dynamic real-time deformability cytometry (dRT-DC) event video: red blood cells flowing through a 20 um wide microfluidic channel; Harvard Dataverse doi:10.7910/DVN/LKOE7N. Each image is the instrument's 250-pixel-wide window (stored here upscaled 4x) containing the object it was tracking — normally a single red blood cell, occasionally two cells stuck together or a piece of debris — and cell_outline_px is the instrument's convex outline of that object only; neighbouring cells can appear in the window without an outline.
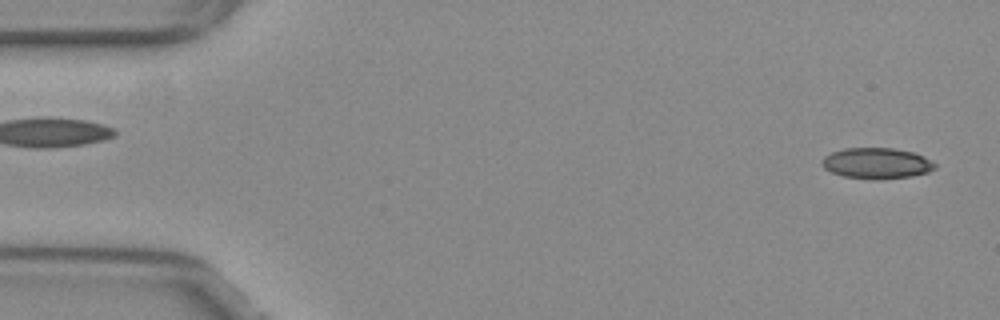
{"species": "common noctule bat (a hibernating species)", "species_latin": "Nyctalus noctula", "temperature_condition": "warm", "stored_images_in_passage": 53, "camera_frame_rate_fps": 3000, "um_per_image_px": 0.085, "animal": {"sex": "female", "body_mass_g": 29.2, "forearm_length_mm": 56.3}, "frame": {"image": 1, "passage_image": 2, "time_ms": 0.333, "image_size_px": [1000, 320], "cell_outline_px": [[936, 168], [928, 172], [912, 176], [880, 180], [872, 180], [844, 176], [832, 172], [824, 168], [824, 156], [832, 152], [844, 148], [892, 148], [912, 152], [924, 156], [936, 164]], "centroid_in_image_um": [74.55, 13.89], "position_along_channel_um": 10.4, "area_um2": 20.29}}
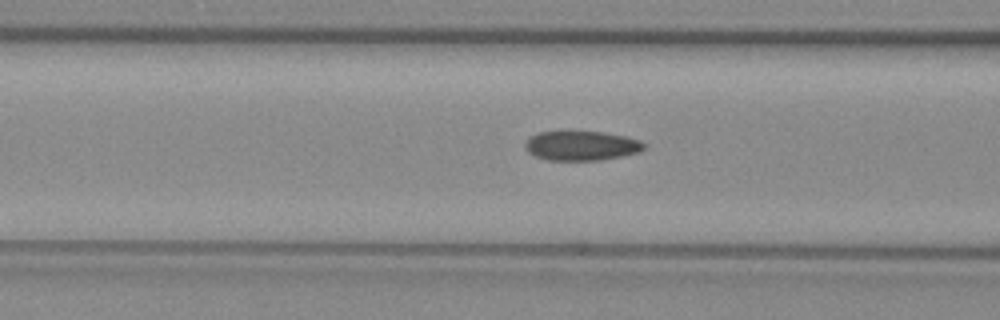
{"frame": {"image": 2, "passage_image": 20, "time_ms": 6.333, "image_size_px": [1000, 320], "cell_outline_px": [[648, 144], [640, 152], [624, 156], [600, 160], [548, 160], [536, 156], [528, 152], [524, 148], [524, 144], [532, 136], [540, 132], [604, 132], [628, 136], [640, 140]], "centroid_in_image_um": [49.49, 12.39], "position_along_channel_um": 117.1, "area_um2": 20.52}}
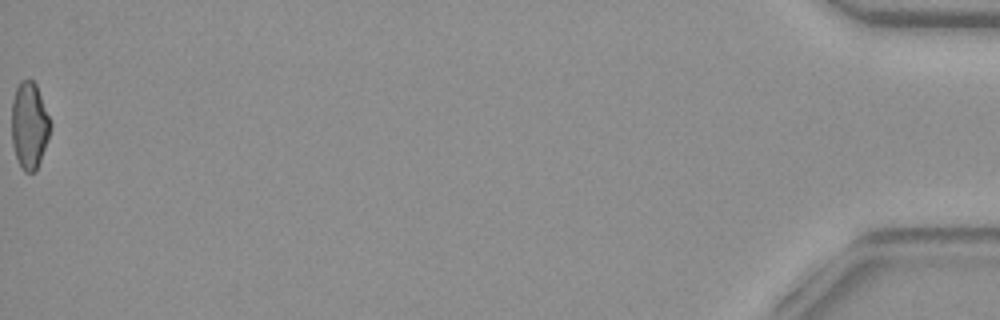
{"frame": {"image": 3, "passage_image": 53, "time_ms": 17.333, "image_size_px": [1000, 320], "cell_outline_px": [[52, 124], [36, 172], [24, 172], [16, 156], [12, 144], [12, 100], [16, 88], [20, 80], [32, 80], [36, 84]], "centroid_in_image_um": [2.49, 10.65], "position_along_channel_um": 432.7, "area_um2": 19.36}, "authors_computed_cell_mechanics": {"area_um2": 20.6346, "velocity_mm_per_s": 3.8809, "shape_relaxation_time_tau1_ms": null, "shape_relaxation_time_tau2_ms": 2.0601, "deformation_change_tau1": null, "deformation_change_tau2": 0.0727}}